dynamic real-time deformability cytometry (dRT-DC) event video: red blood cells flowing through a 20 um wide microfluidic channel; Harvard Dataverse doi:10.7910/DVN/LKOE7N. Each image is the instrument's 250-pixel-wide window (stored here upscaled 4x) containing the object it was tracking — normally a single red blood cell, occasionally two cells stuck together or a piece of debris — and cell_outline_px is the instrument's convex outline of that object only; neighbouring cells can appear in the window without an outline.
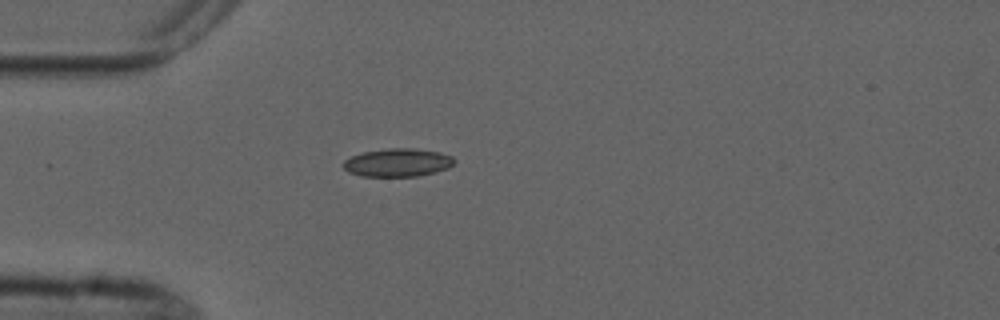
{"species": "common noctule bat (a hibernating species)", "species_latin": "Nyctalus noctula", "temperature_condition": "cold", "stored_images_in_passage": 1, "camera_frame_rate_fps": 3000, "um_per_image_px": 0.085, "animal": {"sex": "male", "forearm_length_mm": 52.5}, "frame": {"image": 1, "passage_image": 1, "time_ms": 0.0, "image_size_px": [1000, 320], "cell_outline_px": [[456, 160], [448, 168], [416, 176], [360, 176], [348, 172], [344, 168], [344, 160], [352, 156], [364, 152], [388, 148], [416, 148], [440, 152], [452, 156]], "centroid_in_image_um": [33.8, 13.81], "position_along_channel_um": 51.2, "area_um2": 18.09}}